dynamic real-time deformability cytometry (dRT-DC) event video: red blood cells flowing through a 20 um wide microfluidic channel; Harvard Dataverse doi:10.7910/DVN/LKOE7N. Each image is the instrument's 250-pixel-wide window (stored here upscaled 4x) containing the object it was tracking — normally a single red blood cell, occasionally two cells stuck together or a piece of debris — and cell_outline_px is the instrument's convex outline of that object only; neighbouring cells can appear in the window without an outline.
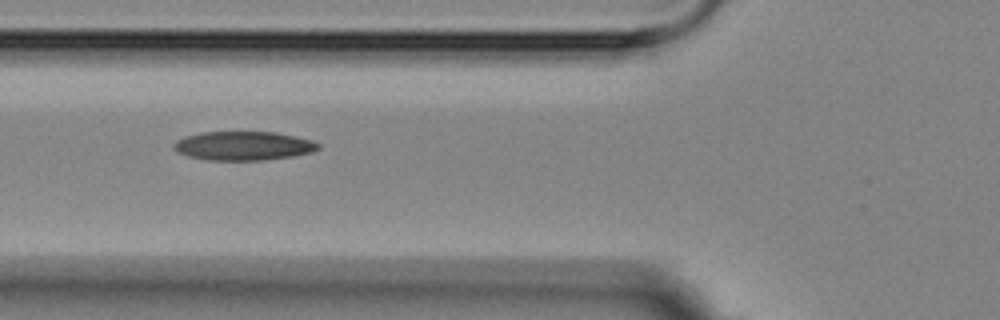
{"species": "Egyptian fruit bat (a non-hibernating species)", "species_latin": "Rousettus aegyptiacus", "temperature_condition": "room temperature", "stored_images_in_passage": 2, "camera_frame_rate_fps": 3000, "um_per_image_px": 0.085, "animal": {"sex": "female"}, "frame": {"image": 1, "passage_image": 2, "time_ms": 1.0, "image_size_px": [1000, 320], "cell_outline_px": [[320, 148], [312, 152], [292, 156], [260, 160], [208, 160], [188, 156], [176, 152], [172, 148], [172, 144], [176, 140], [184, 136], [200, 132], [276, 132], [296, 136], [312, 140], [320, 144]], "centroid_in_image_um": [20.65, 12.39], "position_along_channel_um": 105.1, "area_um2": 24.51}}